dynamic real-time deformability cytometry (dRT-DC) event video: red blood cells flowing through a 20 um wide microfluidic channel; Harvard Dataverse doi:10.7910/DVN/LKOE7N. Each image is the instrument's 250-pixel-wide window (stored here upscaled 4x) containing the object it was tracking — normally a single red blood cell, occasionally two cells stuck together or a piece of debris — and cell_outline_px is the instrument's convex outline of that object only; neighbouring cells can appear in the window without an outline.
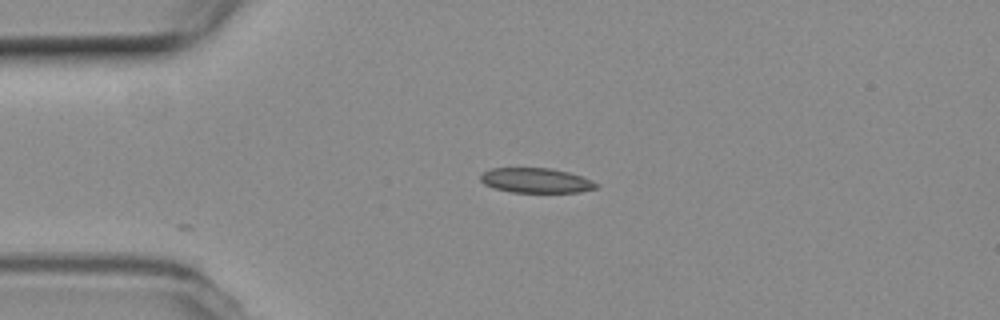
{"species": "common noctule bat (a hibernating species)", "species_latin": "Nyctalus noctula", "temperature_condition": "room temperature", "stored_images_in_passage": 9, "camera_frame_rate_fps": 3000, "um_per_image_px": 0.085, "animal": {"sex": "female", "body_mass_g": 19.3, "forearm_length_mm": 54.1}, "frame": {"image": 1, "passage_image": 1, "time_ms": 0.0, "image_size_px": [1000, 320], "cell_outline_px": [[600, 184], [596, 188], [580, 192], [512, 192], [492, 188], [484, 184], [480, 180], [480, 176], [488, 168], [552, 168], [568, 172], [592, 180]], "centroid_in_image_um": [45.54, 15.34], "position_along_channel_um": 39.5, "area_um2": 16.82}}
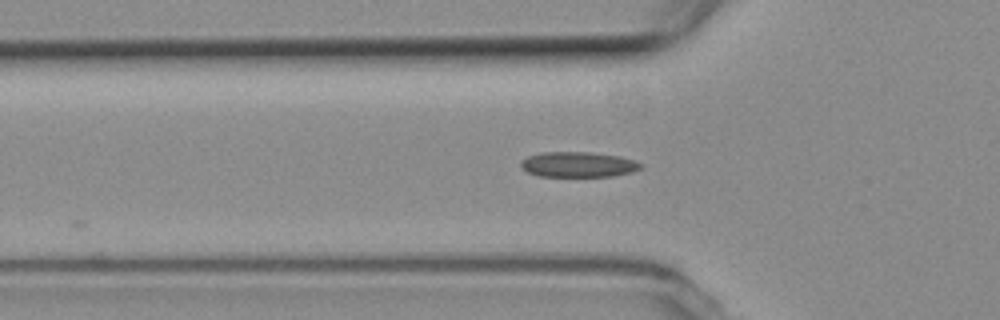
{"frame": {"image": 2, "passage_image": 6, "time_ms": 1.667, "image_size_px": [1000, 320], "cell_outline_px": [[644, 164], [640, 168], [632, 172], [612, 176], [540, 176], [528, 172], [520, 168], [520, 160], [528, 156], [540, 152], [588, 152], [620, 156]], "centroid_in_image_um": [49.11, 13.98], "position_along_channel_um": 76.7, "area_um2": 17.69}}